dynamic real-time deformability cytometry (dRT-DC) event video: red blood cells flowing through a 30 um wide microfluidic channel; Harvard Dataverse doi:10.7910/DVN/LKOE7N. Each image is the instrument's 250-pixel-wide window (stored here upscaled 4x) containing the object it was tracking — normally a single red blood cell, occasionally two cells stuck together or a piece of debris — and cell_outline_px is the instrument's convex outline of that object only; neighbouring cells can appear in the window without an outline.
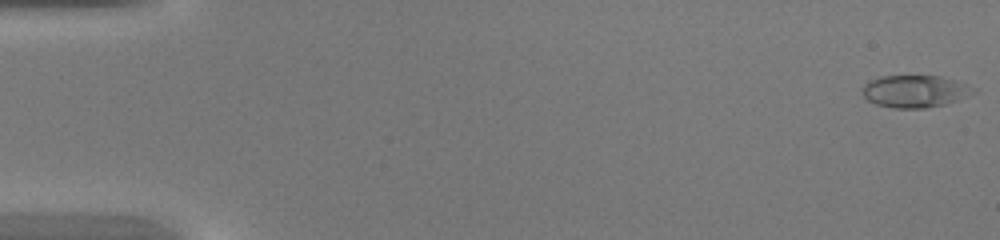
{"species": "common noctule bat (a hibernating species)", "species_latin": "Nyctalus noctula", "temperature_condition": "warm", "stored_images_in_passage": 44, "camera_frame_rate_fps": 3000, "um_per_image_px": 0.085, "animal": {"sex": "female", "body_mass_g": 20.0, "forearm_length_mm": 54.0}, "frame": {"image": 1, "passage_image": 1, "time_ms": 0.0, "image_size_px": [1000, 240], "cell_outline_px": [[976, 92], [968, 96], [944, 104], [924, 108], [892, 108], [876, 104], [868, 100], [864, 96], [864, 84], [880, 76], [940, 76], [968, 84], [976, 88]], "centroid_in_image_um": [77.8, 7.76], "position_along_channel_um": 7.2, "area_um2": 20.69}}
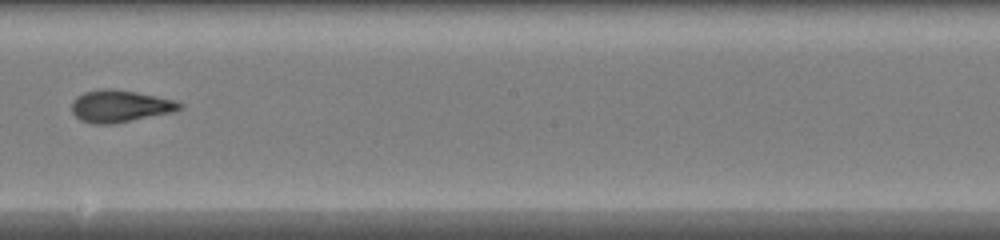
{"frame": {"image": 2, "passage_image": 26, "time_ms": 8.333, "image_size_px": [1000, 240], "cell_outline_px": [[184, 108], [172, 112], [112, 124], [92, 124], [80, 120], [72, 112], [72, 100], [76, 96], [84, 92], [100, 88], [108, 88], [136, 92], [172, 100], [180, 104]], "centroid_in_image_um": [10.13, 9.02], "position_along_channel_um": 238.1, "area_um2": 20.0}}
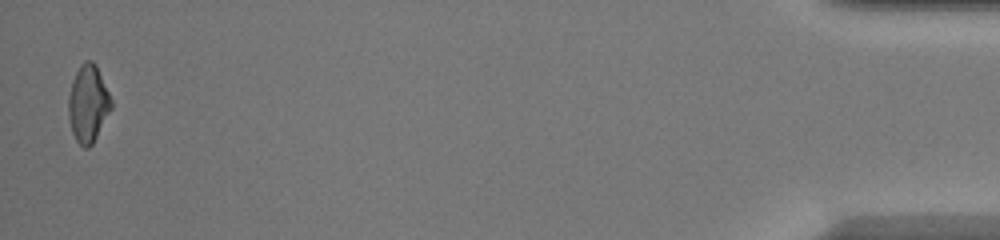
{"frame": {"image": 3, "passage_image": 44, "time_ms": 14.333, "image_size_px": [1000, 240], "cell_outline_px": [[112, 108], [92, 144], [88, 148], [84, 148], [76, 140], [72, 132], [68, 116], [68, 96], [72, 80], [80, 64], [84, 60], [92, 60], [96, 64], [112, 100]], "centroid_in_image_um": [7.48, 8.79], "position_along_channel_um": 427.7, "area_um2": 19.31}}